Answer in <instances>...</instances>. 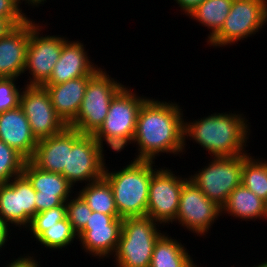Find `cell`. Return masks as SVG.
Segmentation results:
<instances>
[{
    "instance_id": "7402d4cb",
    "label": "cell",
    "mask_w": 267,
    "mask_h": 267,
    "mask_svg": "<svg viewBox=\"0 0 267 267\" xmlns=\"http://www.w3.org/2000/svg\"><path fill=\"white\" fill-rule=\"evenodd\" d=\"M184 244L163 233L154 245L150 267H199Z\"/></svg>"
},
{
    "instance_id": "52a82bcc",
    "label": "cell",
    "mask_w": 267,
    "mask_h": 267,
    "mask_svg": "<svg viewBox=\"0 0 267 267\" xmlns=\"http://www.w3.org/2000/svg\"><path fill=\"white\" fill-rule=\"evenodd\" d=\"M267 0H233L221 30L207 43L209 46H231L251 37L267 24Z\"/></svg>"
},
{
    "instance_id": "ffe728a7",
    "label": "cell",
    "mask_w": 267,
    "mask_h": 267,
    "mask_svg": "<svg viewBox=\"0 0 267 267\" xmlns=\"http://www.w3.org/2000/svg\"><path fill=\"white\" fill-rule=\"evenodd\" d=\"M30 161L47 172L61 174L68 169V126L56 135L38 140Z\"/></svg>"
},
{
    "instance_id": "277c9868",
    "label": "cell",
    "mask_w": 267,
    "mask_h": 267,
    "mask_svg": "<svg viewBox=\"0 0 267 267\" xmlns=\"http://www.w3.org/2000/svg\"><path fill=\"white\" fill-rule=\"evenodd\" d=\"M148 216L123 218L122 231L113 258L115 267H150L154 245L164 233ZM116 260V261H115Z\"/></svg>"
},
{
    "instance_id": "ba28073f",
    "label": "cell",
    "mask_w": 267,
    "mask_h": 267,
    "mask_svg": "<svg viewBox=\"0 0 267 267\" xmlns=\"http://www.w3.org/2000/svg\"><path fill=\"white\" fill-rule=\"evenodd\" d=\"M31 19V33L27 48L24 74L29 73L27 86H43L50 78L56 62L60 58L63 43L68 39L64 36L40 34L42 24ZM60 36V37H59ZM27 71V72H26ZM26 72V73H25Z\"/></svg>"
},
{
    "instance_id": "7c38bea8",
    "label": "cell",
    "mask_w": 267,
    "mask_h": 267,
    "mask_svg": "<svg viewBox=\"0 0 267 267\" xmlns=\"http://www.w3.org/2000/svg\"><path fill=\"white\" fill-rule=\"evenodd\" d=\"M20 106L37 141L56 135L67 127L57 115L50 95L43 86L24 85Z\"/></svg>"
},
{
    "instance_id": "8fae6325",
    "label": "cell",
    "mask_w": 267,
    "mask_h": 267,
    "mask_svg": "<svg viewBox=\"0 0 267 267\" xmlns=\"http://www.w3.org/2000/svg\"><path fill=\"white\" fill-rule=\"evenodd\" d=\"M221 215L222 208L208 199L188 177L183 183L174 223L178 221L179 225L200 237L211 230Z\"/></svg>"
},
{
    "instance_id": "cb8c5ba5",
    "label": "cell",
    "mask_w": 267,
    "mask_h": 267,
    "mask_svg": "<svg viewBox=\"0 0 267 267\" xmlns=\"http://www.w3.org/2000/svg\"><path fill=\"white\" fill-rule=\"evenodd\" d=\"M26 229L41 246L47 249H62L78 240L77 233L73 230L67 216L52 225H29Z\"/></svg>"
},
{
    "instance_id": "e575fe53",
    "label": "cell",
    "mask_w": 267,
    "mask_h": 267,
    "mask_svg": "<svg viewBox=\"0 0 267 267\" xmlns=\"http://www.w3.org/2000/svg\"><path fill=\"white\" fill-rule=\"evenodd\" d=\"M25 255L26 254H24V256L22 255L12 260L11 263L9 262L7 265H5V267H41V263H38L37 258H35V256H29L28 253L26 256Z\"/></svg>"
},
{
    "instance_id": "9a60e30c",
    "label": "cell",
    "mask_w": 267,
    "mask_h": 267,
    "mask_svg": "<svg viewBox=\"0 0 267 267\" xmlns=\"http://www.w3.org/2000/svg\"><path fill=\"white\" fill-rule=\"evenodd\" d=\"M22 174L36 191V214L62 205L74 193V187L62 174L43 171L30 160H26Z\"/></svg>"
},
{
    "instance_id": "44dd1931",
    "label": "cell",
    "mask_w": 267,
    "mask_h": 267,
    "mask_svg": "<svg viewBox=\"0 0 267 267\" xmlns=\"http://www.w3.org/2000/svg\"><path fill=\"white\" fill-rule=\"evenodd\" d=\"M224 213L228 216L245 219V221L264 220V200L241 184L230 193L226 204L222 207V215Z\"/></svg>"
},
{
    "instance_id": "d4e9b609",
    "label": "cell",
    "mask_w": 267,
    "mask_h": 267,
    "mask_svg": "<svg viewBox=\"0 0 267 267\" xmlns=\"http://www.w3.org/2000/svg\"><path fill=\"white\" fill-rule=\"evenodd\" d=\"M233 0H204L187 15L209 30L207 43L221 30L229 15Z\"/></svg>"
},
{
    "instance_id": "4fadbf2b",
    "label": "cell",
    "mask_w": 267,
    "mask_h": 267,
    "mask_svg": "<svg viewBox=\"0 0 267 267\" xmlns=\"http://www.w3.org/2000/svg\"><path fill=\"white\" fill-rule=\"evenodd\" d=\"M123 218L92 211L86 226L77 234L82 249L100 259L115 254L122 231Z\"/></svg>"
},
{
    "instance_id": "83f0119b",
    "label": "cell",
    "mask_w": 267,
    "mask_h": 267,
    "mask_svg": "<svg viewBox=\"0 0 267 267\" xmlns=\"http://www.w3.org/2000/svg\"><path fill=\"white\" fill-rule=\"evenodd\" d=\"M26 159L0 140V183H8L22 174Z\"/></svg>"
},
{
    "instance_id": "74e56055",
    "label": "cell",
    "mask_w": 267,
    "mask_h": 267,
    "mask_svg": "<svg viewBox=\"0 0 267 267\" xmlns=\"http://www.w3.org/2000/svg\"><path fill=\"white\" fill-rule=\"evenodd\" d=\"M25 3V5L28 3V6H32V7H38L40 4H43L40 0H11L12 4L16 7V9L21 12L28 20H30V18H28V16L26 15V13H24V11L21 9L22 7L21 4ZM23 11V12H22Z\"/></svg>"
},
{
    "instance_id": "7a4b0ae2",
    "label": "cell",
    "mask_w": 267,
    "mask_h": 267,
    "mask_svg": "<svg viewBox=\"0 0 267 267\" xmlns=\"http://www.w3.org/2000/svg\"><path fill=\"white\" fill-rule=\"evenodd\" d=\"M243 113H212L207 117L186 121L184 118V151L186 140H194L211 157H237L249 154L245 150L249 143L250 127Z\"/></svg>"
},
{
    "instance_id": "5bb4252c",
    "label": "cell",
    "mask_w": 267,
    "mask_h": 267,
    "mask_svg": "<svg viewBox=\"0 0 267 267\" xmlns=\"http://www.w3.org/2000/svg\"><path fill=\"white\" fill-rule=\"evenodd\" d=\"M124 86L112 99L103 124L93 135L135 136L142 104L148 99Z\"/></svg>"
},
{
    "instance_id": "4dcf8cb0",
    "label": "cell",
    "mask_w": 267,
    "mask_h": 267,
    "mask_svg": "<svg viewBox=\"0 0 267 267\" xmlns=\"http://www.w3.org/2000/svg\"><path fill=\"white\" fill-rule=\"evenodd\" d=\"M96 139L97 148H98V154L101 165L106 168V159L104 156V144H107L108 148H111L113 150L112 152H121L126 148L128 144L134 143V137L133 136H108V135H93ZM103 141L105 143H103Z\"/></svg>"
},
{
    "instance_id": "d6986e66",
    "label": "cell",
    "mask_w": 267,
    "mask_h": 267,
    "mask_svg": "<svg viewBox=\"0 0 267 267\" xmlns=\"http://www.w3.org/2000/svg\"><path fill=\"white\" fill-rule=\"evenodd\" d=\"M90 77L82 76L60 84L43 85L50 95L57 115L67 126L77 117Z\"/></svg>"
},
{
    "instance_id": "3957f363",
    "label": "cell",
    "mask_w": 267,
    "mask_h": 267,
    "mask_svg": "<svg viewBox=\"0 0 267 267\" xmlns=\"http://www.w3.org/2000/svg\"><path fill=\"white\" fill-rule=\"evenodd\" d=\"M154 161L137 157L118 171L104 168L103 177L110 184L118 215L121 218L146 216L148 191L152 174L157 170ZM154 168V169H153Z\"/></svg>"
},
{
    "instance_id": "f1b7e54d",
    "label": "cell",
    "mask_w": 267,
    "mask_h": 267,
    "mask_svg": "<svg viewBox=\"0 0 267 267\" xmlns=\"http://www.w3.org/2000/svg\"><path fill=\"white\" fill-rule=\"evenodd\" d=\"M73 196L66 201V216L73 230L78 234L86 226L92 210L77 193Z\"/></svg>"
},
{
    "instance_id": "e0dca14e",
    "label": "cell",
    "mask_w": 267,
    "mask_h": 267,
    "mask_svg": "<svg viewBox=\"0 0 267 267\" xmlns=\"http://www.w3.org/2000/svg\"><path fill=\"white\" fill-rule=\"evenodd\" d=\"M68 40L63 43L60 58L45 84H60L82 76H92L100 68L87 56L86 45L78 40Z\"/></svg>"
},
{
    "instance_id": "8992f818",
    "label": "cell",
    "mask_w": 267,
    "mask_h": 267,
    "mask_svg": "<svg viewBox=\"0 0 267 267\" xmlns=\"http://www.w3.org/2000/svg\"><path fill=\"white\" fill-rule=\"evenodd\" d=\"M209 161L198 173L187 177L208 199L222 208L230 193L241 185L243 154L237 157H212Z\"/></svg>"
},
{
    "instance_id": "1f68e13d",
    "label": "cell",
    "mask_w": 267,
    "mask_h": 267,
    "mask_svg": "<svg viewBox=\"0 0 267 267\" xmlns=\"http://www.w3.org/2000/svg\"><path fill=\"white\" fill-rule=\"evenodd\" d=\"M36 191L33 189L29 180L23 175H20V201L21 210H24L31 218L36 215L35 205Z\"/></svg>"
},
{
    "instance_id": "484cf974",
    "label": "cell",
    "mask_w": 267,
    "mask_h": 267,
    "mask_svg": "<svg viewBox=\"0 0 267 267\" xmlns=\"http://www.w3.org/2000/svg\"><path fill=\"white\" fill-rule=\"evenodd\" d=\"M79 190L76 193L88 204L92 211L106 215H118L112 188L104 177L88 183Z\"/></svg>"
},
{
    "instance_id": "ac0fdd59",
    "label": "cell",
    "mask_w": 267,
    "mask_h": 267,
    "mask_svg": "<svg viewBox=\"0 0 267 267\" xmlns=\"http://www.w3.org/2000/svg\"><path fill=\"white\" fill-rule=\"evenodd\" d=\"M0 140L26 160L33 157L38 141L21 106L0 113Z\"/></svg>"
},
{
    "instance_id": "8d00e7d4",
    "label": "cell",
    "mask_w": 267,
    "mask_h": 267,
    "mask_svg": "<svg viewBox=\"0 0 267 267\" xmlns=\"http://www.w3.org/2000/svg\"><path fill=\"white\" fill-rule=\"evenodd\" d=\"M10 232V227L0 217V251L2 250L1 248H5V244H7L6 242L8 241V237L10 239Z\"/></svg>"
},
{
    "instance_id": "836d02e7",
    "label": "cell",
    "mask_w": 267,
    "mask_h": 267,
    "mask_svg": "<svg viewBox=\"0 0 267 267\" xmlns=\"http://www.w3.org/2000/svg\"><path fill=\"white\" fill-rule=\"evenodd\" d=\"M0 18L10 20L16 26H20L28 20L16 9L11 0H0Z\"/></svg>"
},
{
    "instance_id": "f546056e",
    "label": "cell",
    "mask_w": 267,
    "mask_h": 267,
    "mask_svg": "<svg viewBox=\"0 0 267 267\" xmlns=\"http://www.w3.org/2000/svg\"><path fill=\"white\" fill-rule=\"evenodd\" d=\"M16 78H0V113L20 106L22 88L17 87Z\"/></svg>"
},
{
    "instance_id": "2e32d148",
    "label": "cell",
    "mask_w": 267,
    "mask_h": 267,
    "mask_svg": "<svg viewBox=\"0 0 267 267\" xmlns=\"http://www.w3.org/2000/svg\"><path fill=\"white\" fill-rule=\"evenodd\" d=\"M30 33L31 19L0 38V78L23 75Z\"/></svg>"
},
{
    "instance_id": "603a6c76",
    "label": "cell",
    "mask_w": 267,
    "mask_h": 267,
    "mask_svg": "<svg viewBox=\"0 0 267 267\" xmlns=\"http://www.w3.org/2000/svg\"><path fill=\"white\" fill-rule=\"evenodd\" d=\"M0 217L8 226L19 227L18 230L27 228L31 222L32 218L21 210L20 175L0 183Z\"/></svg>"
},
{
    "instance_id": "ab89813d",
    "label": "cell",
    "mask_w": 267,
    "mask_h": 267,
    "mask_svg": "<svg viewBox=\"0 0 267 267\" xmlns=\"http://www.w3.org/2000/svg\"><path fill=\"white\" fill-rule=\"evenodd\" d=\"M253 267H267V261L264 260V262H260L258 265H254Z\"/></svg>"
},
{
    "instance_id": "6da1fadb",
    "label": "cell",
    "mask_w": 267,
    "mask_h": 267,
    "mask_svg": "<svg viewBox=\"0 0 267 267\" xmlns=\"http://www.w3.org/2000/svg\"><path fill=\"white\" fill-rule=\"evenodd\" d=\"M171 102V103H170ZM179 104L149 98L142 104L136 123L134 145L139 160L153 161L160 154L184 153V117Z\"/></svg>"
},
{
    "instance_id": "9c48e42d",
    "label": "cell",
    "mask_w": 267,
    "mask_h": 267,
    "mask_svg": "<svg viewBox=\"0 0 267 267\" xmlns=\"http://www.w3.org/2000/svg\"><path fill=\"white\" fill-rule=\"evenodd\" d=\"M74 187L77 183L94 182L103 177L96 139L68 126V169L61 173Z\"/></svg>"
},
{
    "instance_id": "30bf717a",
    "label": "cell",
    "mask_w": 267,
    "mask_h": 267,
    "mask_svg": "<svg viewBox=\"0 0 267 267\" xmlns=\"http://www.w3.org/2000/svg\"><path fill=\"white\" fill-rule=\"evenodd\" d=\"M165 168H158L152 174L146 212V216L163 227L176 220L183 183L188 179Z\"/></svg>"
},
{
    "instance_id": "5b68a950",
    "label": "cell",
    "mask_w": 267,
    "mask_h": 267,
    "mask_svg": "<svg viewBox=\"0 0 267 267\" xmlns=\"http://www.w3.org/2000/svg\"><path fill=\"white\" fill-rule=\"evenodd\" d=\"M99 68L85 89L76 119L69 125L81 134L93 135L103 124L114 96L125 86Z\"/></svg>"
},
{
    "instance_id": "f35d334b",
    "label": "cell",
    "mask_w": 267,
    "mask_h": 267,
    "mask_svg": "<svg viewBox=\"0 0 267 267\" xmlns=\"http://www.w3.org/2000/svg\"><path fill=\"white\" fill-rule=\"evenodd\" d=\"M15 27L16 25L12 21L0 18V38L6 36Z\"/></svg>"
},
{
    "instance_id": "4316f807",
    "label": "cell",
    "mask_w": 267,
    "mask_h": 267,
    "mask_svg": "<svg viewBox=\"0 0 267 267\" xmlns=\"http://www.w3.org/2000/svg\"><path fill=\"white\" fill-rule=\"evenodd\" d=\"M243 154L241 184L254 192L260 199L267 198V160Z\"/></svg>"
},
{
    "instance_id": "d590c367",
    "label": "cell",
    "mask_w": 267,
    "mask_h": 267,
    "mask_svg": "<svg viewBox=\"0 0 267 267\" xmlns=\"http://www.w3.org/2000/svg\"><path fill=\"white\" fill-rule=\"evenodd\" d=\"M180 7V11L184 12L185 16L189 15L192 10L204 0H174Z\"/></svg>"
},
{
    "instance_id": "60d3db41",
    "label": "cell",
    "mask_w": 267,
    "mask_h": 267,
    "mask_svg": "<svg viewBox=\"0 0 267 267\" xmlns=\"http://www.w3.org/2000/svg\"><path fill=\"white\" fill-rule=\"evenodd\" d=\"M264 206H265V220L267 219V198L264 201Z\"/></svg>"
},
{
    "instance_id": "d6a6232c",
    "label": "cell",
    "mask_w": 267,
    "mask_h": 267,
    "mask_svg": "<svg viewBox=\"0 0 267 267\" xmlns=\"http://www.w3.org/2000/svg\"><path fill=\"white\" fill-rule=\"evenodd\" d=\"M66 217V202L62 205L38 212L32 219L29 225H52L58 223Z\"/></svg>"
}]
</instances>
